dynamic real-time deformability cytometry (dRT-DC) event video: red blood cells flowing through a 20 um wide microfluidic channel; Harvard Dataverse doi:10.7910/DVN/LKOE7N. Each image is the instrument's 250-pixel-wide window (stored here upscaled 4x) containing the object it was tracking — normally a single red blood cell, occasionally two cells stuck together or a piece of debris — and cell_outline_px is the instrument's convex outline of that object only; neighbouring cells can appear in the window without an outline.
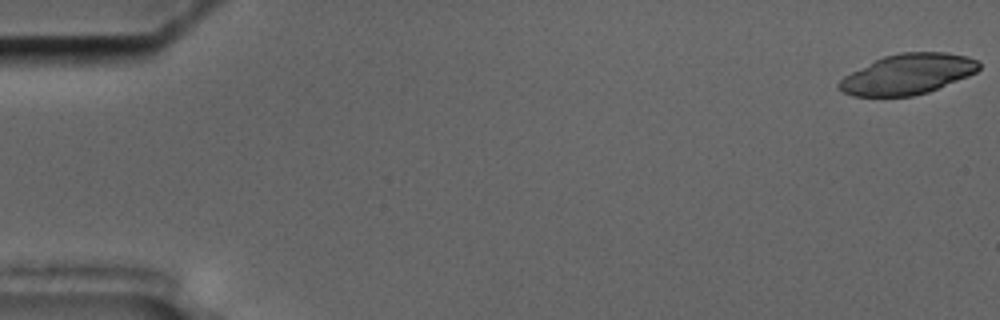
{"species": "common noctule bat (a hibernating species)", "species_latin": "Nyctalus noctula", "temperature_condition": "cold", "stored_images_in_passage": 16, "camera_frame_rate_fps": 3000, "um_per_image_px": 0.085, "animal": {"sex": "male", "body_mass_g": 17.5, "forearm_length_mm": 52.3}, "frame": {"image": 1, "passage_image": 1, "time_ms": 0.0, "image_size_px": [1000, 320], "cell_outline_px": [[980, 68], [976, 72], [968, 76], [928, 92], [912, 96], [852, 96], [836, 88], [836, 84], [844, 76], [884, 56], [900, 52], [944, 52], [968, 56], [976, 60], [980, 64]], "centroid_in_image_um": [77.16, 6.3], "position_along_channel_um": 7.8, "area_um2": 32.71}}